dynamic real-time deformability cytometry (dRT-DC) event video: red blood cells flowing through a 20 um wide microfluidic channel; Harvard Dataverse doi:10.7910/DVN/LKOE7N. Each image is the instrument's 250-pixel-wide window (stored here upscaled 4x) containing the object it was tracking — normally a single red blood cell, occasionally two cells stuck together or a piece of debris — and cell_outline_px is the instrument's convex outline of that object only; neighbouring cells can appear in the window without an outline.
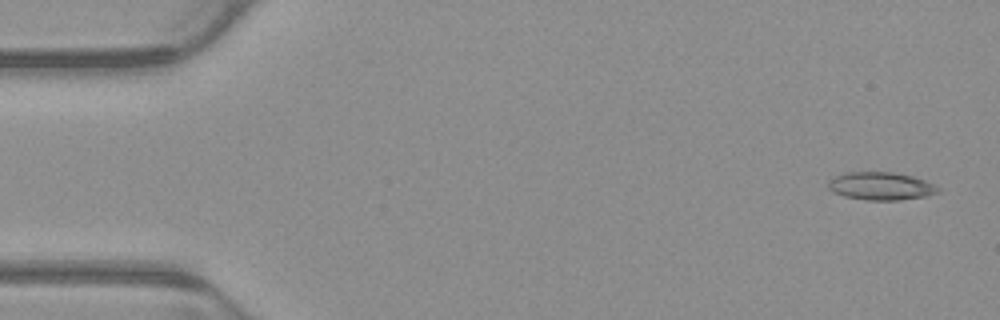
{"species": "common noctule bat (a hibernating species)", "species_latin": "Nyctalus noctula", "temperature_condition": "warm", "stored_images_in_passage": 4, "camera_frame_rate_fps": 3000, "um_per_image_px": 0.085, "animal": {"sex": "male", "body_mass_g": 23.1, "forearm_length_mm": 52.7}, "frame": {"image": 1, "passage_image": 1, "time_ms": 0.0, "image_size_px": [1000, 320], "cell_outline_px": [[940, 192], [928, 196], [900, 200], [864, 200], [844, 196], [832, 192], [828, 188], [828, 184], [836, 176], [844, 172], [892, 172], [912, 176], [924, 180], [940, 188]], "centroid_in_image_um": [74.89, 15.83], "position_along_channel_um": 10.1, "area_um2": 17.86}}
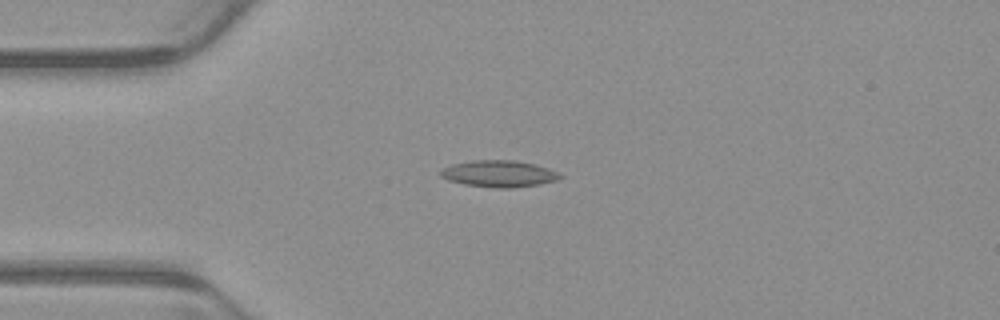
{"frame": {"image": 2, "passage_image": 4, "time_ms": 1.0, "image_size_px": [1000, 320], "cell_outline_px": [[564, 176], [556, 180], [540, 184], [508, 188], [496, 188], [464, 184], [448, 180], [440, 176], [440, 168], [452, 164], [472, 160], [512, 160], [532, 164], [548, 168], [560, 172]], "centroid_in_image_um": [42.39, 14.76], "position_along_channel_um": 42.6, "area_um2": 18.55}}